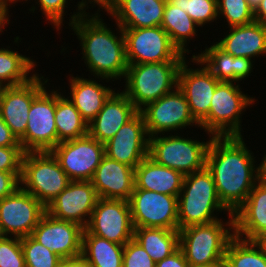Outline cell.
Masks as SVG:
<instances>
[{
    "label": "cell",
    "mask_w": 266,
    "mask_h": 267,
    "mask_svg": "<svg viewBox=\"0 0 266 267\" xmlns=\"http://www.w3.org/2000/svg\"><path fill=\"white\" fill-rule=\"evenodd\" d=\"M252 151L243 136H213L206 156V168L211 172L220 202L234 213L247 199L258 181Z\"/></svg>",
    "instance_id": "1"
},
{
    "label": "cell",
    "mask_w": 266,
    "mask_h": 267,
    "mask_svg": "<svg viewBox=\"0 0 266 267\" xmlns=\"http://www.w3.org/2000/svg\"><path fill=\"white\" fill-rule=\"evenodd\" d=\"M88 14L78 11L69 19L71 30L80 40L82 59L93 76L101 80H121L128 67L123 30L117 24L120 32L117 37L99 18L98 12Z\"/></svg>",
    "instance_id": "2"
},
{
    "label": "cell",
    "mask_w": 266,
    "mask_h": 267,
    "mask_svg": "<svg viewBox=\"0 0 266 267\" xmlns=\"http://www.w3.org/2000/svg\"><path fill=\"white\" fill-rule=\"evenodd\" d=\"M228 216L227 223L218 219L179 230V248L190 266H208L224 261L227 245L235 236L233 214Z\"/></svg>",
    "instance_id": "3"
},
{
    "label": "cell",
    "mask_w": 266,
    "mask_h": 267,
    "mask_svg": "<svg viewBox=\"0 0 266 267\" xmlns=\"http://www.w3.org/2000/svg\"><path fill=\"white\" fill-rule=\"evenodd\" d=\"M177 209L179 230L218 220L217 216H213L214 210L228 211L220 202L213 176L206 167L185 175Z\"/></svg>",
    "instance_id": "4"
},
{
    "label": "cell",
    "mask_w": 266,
    "mask_h": 267,
    "mask_svg": "<svg viewBox=\"0 0 266 267\" xmlns=\"http://www.w3.org/2000/svg\"><path fill=\"white\" fill-rule=\"evenodd\" d=\"M183 61L128 64L122 92L140 111L178 86V72Z\"/></svg>",
    "instance_id": "5"
},
{
    "label": "cell",
    "mask_w": 266,
    "mask_h": 267,
    "mask_svg": "<svg viewBox=\"0 0 266 267\" xmlns=\"http://www.w3.org/2000/svg\"><path fill=\"white\" fill-rule=\"evenodd\" d=\"M71 182L51 151L25 152L20 176L21 188L45 207Z\"/></svg>",
    "instance_id": "6"
},
{
    "label": "cell",
    "mask_w": 266,
    "mask_h": 267,
    "mask_svg": "<svg viewBox=\"0 0 266 267\" xmlns=\"http://www.w3.org/2000/svg\"><path fill=\"white\" fill-rule=\"evenodd\" d=\"M239 84L220 82L211 100L209 114L199 123L210 137L242 136L241 114L255 99L242 93Z\"/></svg>",
    "instance_id": "7"
},
{
    "label": "cell",
    "mask_w": 266,
    "mask_h": 267,
    "mask_svg": "<svg viewBox=\"0 0 266 267\" xmlns=\"http://www.w3.org/2000/svg\"><path fill=\"white\" fill-rule=\"evenodd\" d=\"M209 141L192 140L179 135L149 137V154L157 164L182 173L184 176L206 167Z\"/></svg>",
    "instance_id": "8"
},
{
    "label": "cell",
    "mask_w": 266,
    "mask_h": 267,
    "mask_svg": "<svg viewBox=\"0 0 266 267\" xmlns=\"http://www.w3.org/2000/svg\"><path fill=\"white\" fill-rule=\"evenodd\" d=\"M128 64L186 60L161 27L122 28Z\"/></svg>",
    "instance_id": "9"
},
{
    "label": "cell",
    "mask_w": 266,
    "mask_h": 267,
    "mask_svg": "<svg viewBox=\"0 0 266 267\" xmlns=\"http://www.w3.org/2000/svg\"><path fill=\"white\" fill-rule=\"evenodd\" d=\"M55 111L56 91L45 87L32 101L26 132L19 140L24 152L51 151L58 145Z\"/></svg>",
    "instance_id": "10"
},
{
    "label": "cell",
    "mask_w": 266,
    "mask_h": 267,
    "mask_svg": "<svg viewBox=\"0 0 266 267\" xmlns=\"http://www.w3.org/2000/svg\"><path fill=\"white\" fill-rule=\"evenodd\" d=\"M129 204L134 228L156 227L179 230L178 196L134 189Z\"/></svg>",
    "instance_id": "11"
},
{
    "label": "cell",
    "mask_w": 266,
    "mask_h": 267,
    "mask_svg": "<svg viewBox=\"0 0 266 267\" xmlns=\"http://www.w3.org/2000/svg\"><path fill=\"white\" fill-rule=\"evenodd\" d=\"M51 152L71 181H91L105 155V144L87 134L61 142Z\"/></svg>",
    "instance_id": "12"
},
{
    "label": "cell",
    "mask_w": 266,
    "mask_h": 267,
    "mask_svg": "<svg viewBox=\"0 0 266 267\" xmlns=\"http://www.w3.org/2000/svg\"><path fill=\"white\" fill-rule=\"evenodd\" d=\"M46 207L33 195L18 187L0 200V236L23 238L32 234Z\"/></svg>",
    "instance_id": "13"
},
{
    "label": "cell",
    "mask_w": 266,
    "mask_h": 267,
    "mask_svg": "<svg viewBox=\"0 0 266 267\" xmlns=\"http://www.w3.org/2000/svg\"><path fill=\"white\" fill-rule=\"evenodd\" d=\"M140 112L144 117L149 137L159 133L164 136L165 132L187 126L200 127L191 115L185 95L178 86L158 100L148 103Z\"/></svg>",
    "instance_id": "14"
},
{
    "label": "cell",
    "mask_w": 266,
    "mask_h": 267,
    "mask_svg": "<svg viewBox=\"0 0 266 267\" xmlns=\"http://www.w3.org/2000/svg\"><path fill=\"white\" fill-rule=\"evenodd\" d=\"M86 229L93 235L125 245L134 234L129 201L99 198Z\"/></svg>",
    "instance_id": "15"
},
{
    "label": "cell",
    "mask_w": 266,
    "mask_h": 267,
    "mask_svg": "<svg viewBox=\"0 0 266 267\" xmlns=\"http://www.w3.org/2000/svg\"><path fill=\"white\" fill-rule=\"evenodd\" d=\"M39 76L35 73L34 77L24 84L0 87L1 118L18 140L25 135L33 99L48 82L44 76Z\"/></svg>",
    "instance_id": "16"
},
{
    "label": "cell",
    "mask_w": 266,
    "mask_h": 267,
    "mask_svg": "<svg viewBox=\"0 0 266 267\" xmlns=\"http://www.w3.org/2000/svg\"><path fill=\"white\" fill-rule=\"evenodd\" d=\"M98 199L91 181H71L46 207V212L86 228Z\"/></svg>",
    "instance_id": "17"
},
{
    "label": "cell",
    "mask_w": 266,
    "mask_h": 267,
    "mask_svg": "<svg viewBox=\"0 0 266 267\" xmlns=\"http://www.w3.org/2000/svg\"><path fill=\"white\" fill-rule=\"evenodd\" d=\"M84 227L65 220H59L45 212L31 236L60 258H74L81 255Z\"/></svg>",
    "instance_id": "18"
},
{
    "label": "cell",
    "mask_w": 266,
    "mask_h": 267,
    "mask_svg": "<svg viewBox=\"0 0 266 267\" xmlns=\"http://www.w3.org/2000/svg\"><path fill=\"white\" fill-rule=\"evenodd\" d=\"M148 154L149 136L140 111L105 143L106 156L134 169Z\"/></svg>",
    "instance_id": "19"
},
{
    "label": "cell",
    "mask_w": 266,
    "mask_h": 267,
    "mask_svg": "<svg viewBox=\"0 0 266 267\" xmlns=\"http://www.w3.org/2000/svg\"><path fill=\"white\" fill-rule=\"evenodd\" d=\"M187 67L184 60L178 72V88L185 95L191 115L200 123L209 114L210 102L220 81L205 65L200 69Z\"/></svg>",
    "instance_id": "20"
},
{
    "label": "cell",
    "mask_w": 266,
    "mask_h": 267,
    "mask_svg": "<svg viewBox=\"0 0 266 267\" xmlns=\"http://www.w3.org/2000/svg\"><path fill=\"white\" fill-rule=\"evenodd\" d=\"M234 235L248 241L266 237V184L257 181L244 203L233 213Z\"/></svg>",
    "instance_id": "21"
},
{
    "label": "cell",
    "mask_w": 266,
    "mask_h": 267,
    "mask_svg": "<svg viewBox=\"0 0 266 267\" xmlns=\"http://www.w3.org/2000/svg\"><path fill=\"white\" fill-rule=\"evenodd\" d=\"M135 169L104 155L91 182L99 198L129 201L135 187Z\"/></svg>",
    "instance_id": "22"
},
{
    "label": "cell",
    "mask_w": 266,
    "mask_h": 267,
    "mask_svg": "<svg viewBox=\"0 0 266 267\" xmlns=\"http://www.w3.org/2000/svg\"><path fill=\"white\" fill-rule=\"evenodd\" d=\"M138 112L123 92H114L96 117L88 123V134L105 144Z\"/></svg>",
    "instance_id": "23"
},
{
    "label": "cell",
    "mask_w": 266,
    "mask_h": 267,
    "mask_svg": "<svg viewBox=\"0 0 266 267\" xmlns=\"http://www.w3.org/2000/svg\"><path fill=\"white\" fill-rule=\"evenodd\" d=\"M166 0H112L107 11L121 28L161 26Z\"/></svg>",
    "instance_id": "24"
},
{
    "label": "cell",
    "mask_w": 266,
    "mask_h": 267,
    "mask_svg": "<svg viewBox=\"0 0 266 267\" xmlns=\"http://www.w3.org/2000/svg\"><path fill=\"white\" fill-rule=\"evenodd\" d=\"M192 62L206 65L205 67L220 82H238L245 77H249L252 72L253 60L245 57H234L225 53L216 44L213 43L201 54L193 55Z\"/></svg>",
    "instance_id": "25"
},
{
    "label": "cell",
    "mask_w": 266,
    "mask_h": 267,
    "mask_svg": "<svg viewBox=\"0 0 266 267\" xmlns=\"http://www.w3.org/2000/svg\"><path fill=\"white\" fill-rule=\"evenodd\" d=\"M215 44L234 57L255 58L266 55V25L254 21L230 27L229 34Z\"/></svg>",
    "instance_id": "26"
},
{
    "label": "cell",
    "mask_w": 266,
    "mask_h": 267,
    "mask_svg": "<svg viewBox=\"0 0 266 267\" xmlns=\"http://www.w3.org/2000/svg\"><path fill=\"white\" fill-rule=\"evenodd\" d=\"M184 177L182 173L175 169L157 164L147 156L135 168L134 189L179 196Z\"/></svg>",
    "instance_id": "27"
},
{
    "label": "cell",
    "mask_w": 266,
    "mask_h": 267,
    "mask_svg": "<svg viewBox=\"0 0 266 267\" xmlns=\"http://www.w3.org/2000/svg\"><path fill=\"white\" fill-rule=\"evenodd\" d=\"M70 101L78 109L81 116L91 122L104 103L115 92V89L103 86L96 80L70 75Z\"/></svg>",
    "instance_id": "28"
},
{
    "label": "cell",
    "mask_w": 266,
    "mask_h": 267,
    "mask_svg": "<svg viewBox=\"0 0 266 267\" xmlns=\"http://www.w3.org/2000/svg\"><path fill=\"white\" fill-rule=\"evenodd\" d=\"M124 245L91 234L86 228L81 256L91 267H122Z\"/></svg>",
    "instance_id": "29"
},
{
    "label": "cell",
    "mask_w": 266,
    "mask_h": 267,
    "mask_svg": "<svg viewBox=\"0 0 266 267\" xmlns=\"http://www.w3.org/2000/svg\"><path fill=\"white\" fill-rule=\"evenodd\" d=\"M133 239L144 248L155 263L179 248V230L139 227L134 228Z\"/></svg>",
    "instance_id": "30"
},
{
    "label": "cell",
    "mask_w": 266,
    "mask_h": 267,
    "mask_svg": "<svg viewBox=\"0 0 266 267\" xmlns=\"http://www.w3.org/2000/svg\"><path fill=\"white\" fill-rule=\"evenodd\" d=\"M55 125L58 144L74 140L88 134V123L78 109L63 94L56 91Z\"/></svg>",
    "instance_id": "31"
},
{
    "label": "cell",
    "mask_w": 266,
    "mask_h": 267,
    "mask_svg": "<svg viewBox=\"0 0 266 267\" xmlns=\"http://www.w3.org/2000/svg\"><path fill=\"white\" fill-rule=\"evenodd\" d=\"M161 27L168 33L172 43L181 53H190L187 42L197 36L196 28L200 27L191 17L176 6L166 2ZM188 40V41H187Z\"/></svg>",
    "instance_id": "32"
},
{
    "label": "cell",
    "mask_w": 266,
    "mask_h": 267,
    "mask_svg": "<svg viewBox=\"0 0 266 267\" xmlns=\"http://www.w3.org/2000/svg\"><path fill=\"white\" fill-rule=\"evenodd\" d=\"M9 48L0 49V87L24 84L35 75L28 76L36 62Z\"/></svg>",
    "instance_id": "33"
},
{
    "label": "cell",
    "mask_w": 266,
    "mask_h": 267,
    "mask_svg": "<svg viewBox=\"0 0 266 267\" xmlns=\"http://www.w3.org/2000/svg\"><path fill=\"white\" fill-rule=\"evenodd\" d=\"M224 262L230 267H266V248L260 241L234 236L227 245Z\"/></svg>",
    "instance_id": "34"
},
{
    "label": "cell",
    "mask_w": 266,
    "mask_h": 267,
    "mask_svg": "<svg viewBox=\"0 0 266 267\" xmlns=\"http://www.w3.org/2000/svg\"><path fill=\"white\" fill-rule=\"evenodd\" d=\"M21 245L26 267H58L62 260L31 235L21 238Z\"/></svg>",
    "instance_id": "35"
},
{
    "label": "cell",
    "mask_w": 266,
    "mask_h": 267,
    "mask_svg": "<svg viewBox=\"0 0 266 267\" xmlns=\"http://www.w3.org/2000/svg\"><path fill=\"white\" fill-rule=\"evenodd\" d=\"M171 5L186 12L199 26L218 18L217 0H167Z\"/></svg>",
    "instance_id": "36"
},
{
    "label": "cell",
    "mask_w": 266,
    "mask_h": 267,
    "mask_svg": "<svg viewBox=\"0 0 266 267\" xmlns=\"http://www.w3.org/2000/svg\"><path fill=\"white\" fill-rule=\"evenodd\" d=\"M218 17L223 15L230 27L247 25L255 21L254 11L246 0H217Z\"/></svg>",
    "instance_id": "37"
},
{
    "label": "cell",
    "mask_w": 266,
    "mask_h": 267,
    "mask_svg": "<svg viewBox=\"0 0 266 267\" xmlns=\"http://www.w3.org/2000/svg\"><path fill=\"white\" fill-rule=\"evenodd\" d=\"M0 267H26L21 238L0 236Z\"/></svg>",
    "instance_id": "38"
},
{
    "label": "cell",
    "mask_w": 266,
    "mask_h": 267,
    "mask_svg": "<svg viewBox=\"0 0 266 267\" xmlns=\"http://www.w3.org/2000/svg\"><path fill=\"white\" fill-rule=\"evenodd\" d=\"M122 267H156V263L138 242L131 239L124 245Z\"/></svg>",
    "instance_id": "39"
},
{
    "label": "cell",
    "mask_w": 266,
    "mask_h": 267,
    "mask_svg": "<svg viewBox=\"0 0 266 267\" xmlns=\"http://www.w3.org/2000/svg\"><path fill=\"white\" fill-rule=\"evenodd\" d=\"M24 153L21 146L0 147V171L21 172Z\"/></svg>",
    "instance_id": "40"
},
{
    "label": "cell",
    "mask_w": 266,
    "mask_h": 267,
    "mask_svg": "<svg viewBox=\"0 0 266 267\" xmlns=\"http://www.w3.org/2000/svg\"><path fill=\"white\" fill-rule=\"evenodd\" d=\"M39 3L41 11L46 16V19L54 25V29L57 31L62 27L64 9L66 4H68L67 0H37Z\"/></svg>",
    "instance_id": "41"
},
{
    "label": "cell",
    "mask_w": 266,
    "mask_h": 267,
    "mask_svg": "<svg viewBox=\"0 0 266 267\" xmlns=\"http://www.w3.org/2000/svg\"><path fill=\"white\" fill-rule=\"evenodd\" d=\"M21 172L0 171V200L20 187Z\"/></svg>",
    "instance_id": "42"
},
{
    "label": "cell",
    "mask_w": 266,
    "mask_h": 267,
    "mask_svg": "<svg viewBox=\"0 0 266 267\" xmlns=\"http://www.w3.org/2000/svg\"><path fill=\"white\" fill-rule=\"evenodd\" d=\"M156 267H190L184 253L178 248L174 253L156 263Z\"/></svg>",
    "instance_id": "43"
},
{
    "label": "cell",
    "mask_w": 266,
    "mask_h": 267,
    "mask_svg": "<svg viewBox=\"0 0 266 267\" xmlns=\"http://www.w3.org/2000/svg\"><path fill=\"white\" fill-rule=\"evenodd\" d=\"M21 146L19 140L5 124L0 115V147Z\"/></svg>",
    "instance_id": "44"
},
{
    "label": "cell",
    "mask_w": 266,
    "mask_h": 267,
    "mask_svg": "<svg viewBox=\"0 0 266 267\" xmlns=\"http://www.w3.org/2000/svg\"><path fill=\"white\" fill-rule=\"evenodd\" d=\"M92 1V2H91ZM94 2V3H93ZM88 3H90L92 6L95 4L98 5L100 8L105 9L104 11H108L111 7L112 0H82L81 2H78L77 4V10L81 11L83 14L87 13L85 10L89 7ZM87 6V8H86Z\"/></svg>",
    "instance_id": "45"
},
{
    "label": "cell",
    "mask_w": 266,
    "mask_h": 267,
    "mask_svg": "<svg viewBox=\"0 0 266 267\" xmlns=\"http://www.w3.org/2000/svg\"><path fill=\"white\" fill-rule=\"evenodd\" d=\"M58 267H91L80 255L74 258L62 259Z\"/></svg>",
    "instance_id": "46"
},
{
    "label": "cell",
    "mask_w": 266,
    "mask_h": 267,
    "mask_svg": "<svg viewBox=\"0 0 266 267\" xmlns=\"http://www.w3.org/2000/svg\"><path fill=\"white\" fill-rule=\"evenodd\" d=\"M254 18L256 22L266 25V0H262L254 10Z\"/></svg>",
    "instance_id": "47"
},
{
    "label": "cell",
    "mask_w": 266,
    "mask_h": 267,
    "mask_svg": "<svg viewBox=\"0 0 266 267\" xmlns=\"http://www.w3.org/2000/svg\"><path fill=\"white\" fill-rule=\"evenodd\" d=\"M8 10H9L8 7L4 6L3 4H0V32H3L2 31L4 30L3 27H5L6 24H9L10 20H8L9 19Z\"/></svg>",
    "instance_id": "48"
},
{
    "label": "cell",
    "mask_w": 266,
    "mask_h": 267,
    "mask_svg": "<svg viewBox=\"0 0 266 267\" xmlns=\"http://www.w3.org/2000/svg\"><path fill=\"white\" fill-rule=\"evenodd\" d=\"M258 180L266 184V154L258 166Z\"/></svg>",
    "instance_id": "49"
},
{
    "label": "cell",
    "mask_w": 266,
    "mask_h": 267,
    "mask_svg": "<svg viewBox=\"0 0 266 267\" xmlns=\"http://www.w3.org/2000/svg\"><path fill=\"white\" fill-rule=\"evenodd\" d=\"M246 1L248 5L251 7V9L254 11L262 0H246Z\"/></svg>",
    "instance_id": "50"
},
{
    "label": "cell",
    "mask_w": 266,
    "mask_h": 267,
    "mask_svg": "<svg viewBox=\"0 0 266 267\" xmlns=\"http://www.w3.org/2000/svg\"><path fill=\"white\" fill-rule=\"evenodd\" d=\"M190 267H221V262L208 265V266H190Z\"/></svg>",
    "instance_id": "51"
},
{
    "label": "cell",
    "mask_w": 266,
    "mask_h": 267,
    "mask_svg": "<svg viewBox=\"0 0 266 267\" xmlns=\"http://www.w3.org/2000/svg\"><path fill=\"white\" fill-rule=\"evenodd\" d=\"M18 1H21V0H5V6H6V7L9 6L8 3H16V2H18ZM22 1H23V0H22ZM26 1H28V0H26Z\"/></svg>",
    "instance_id": "52"
},
{
    "label": "cell",
    "mask_w": 266,
    "mask_h": 267,
    "mask_svg": "<svg viewBox=\"0 0 266 267\" xmlns=\"http://www.w3.org/2000/svg\"><path fill=\"white\" fill-rule=\"evenodd\" d=\"M260 242H261V243L264 245V247L266 248V237L263 238Z\"/></svg>",
    "instance_id": "53"
},
{
    "label": "cell",
    "mask_w": 266,
    "mask_h": 267,
    "mask_svg": "<svg viewBox=\"0 0 266 267\" xmlns=\"http://www.w3.org/2000/svg\"><path fill=\"white\" fill-rule=\"evenodd\" d=\"M221 267H230L224 261H221Z\"/></svg>",
    "instance_id": "54"
},
{
    "label": "cell",
    "mask_w": 266,
    "mask_h": 267,
    "mask_svg": "<svg viewBox=\"0 0 266 267\" xmlns=\"http://www.w3.org/2000/svg\"><path fill=\"white\" fill-rule=\"evenodd\" d=\"M0 4H3L5 6V0H0Z\"/></svg>",
    "instance_id": "55"
}]
</instances>
